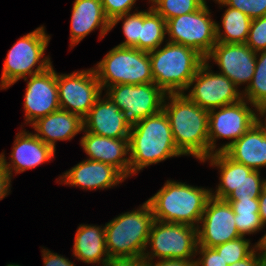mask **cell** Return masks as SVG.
I'll return each mask as SVG.
<instances>
[{
  "instance_id": "obj_1",
  "label": "cell",
  "mask_w": 266,
  "mask_h": 266,
  "mask_svg": "<svg viewBox=\"0 0 266 266\" xmlns=\"http://www.w3.org/2000/svg\"><path fill=\"white\" fill-rule=\"evenodd\" d=\"M170 104H163L168 116L175 145L183 155H193L203 161L209 157V111L202 109L184 92L167 93Z\"/></svg>"
},
{
  "instance_id": "obj_2",
  "label": "cell",
  "mask_w": 266,
  "mask_h": 266,
  "mask_svg": "<svg viewBox=\"0 0 266 266\" xmlns=\"http://www.w3.org/2000/svg\"><path fill=\"white\" fill-rule=\"evenodd\" d=\"M129 150L131 175L151 164L183 155L175 145L170 122L163 109L131 128Z\"/></svg>"
},
{
  "instance_id": "obj_3",
  "label": "cell",
  "mask_w": 266,
  "mask_h": 266,
  "mask_svg": "<svg viewBox=\"0 0 266 266\" xmlns=\"http://www.w3.org/2000/svg\"><path fill=\"white\" fill-rule=\"evenodd\" d=\"M210 191L181 182L167 181L147 201L155 220L195 227V224L200 223L206 203L211 197Z\"/></svg>"
},
{
  "instance_id": "obj_4",
  "label": "cell",
  "mask_w": 266,
  "mask_h": 266,
  "mask_svg": "<svg viewBox=\"0 0 266 266\" xmlns=\"http://www.w3.org/2000/svg\"><path fill=\"white\" fill-rule=\"evenodd\" d=\"M166 43L162 49L148 52L153 81L166 94L182 93L205 59L192 48Z\"/></svg>"
},
{
  "instance_id": "obj_5",
  "label": "cell",
  "mask_w": 266,
  "mask_h": 266,
  "mask_svg": "<svg viewBox=\"0 0 266 266\" xmlns=\"http://www.w3.org/2000/svg\"><path fill=\"white\" fill-rule=\"evenodd\" d=\"M150 204L126 212L105 225L106 248L109 257H143L154 222Z\"/></svg>"
},
{
  "instance_id": "obj_6",
  "label": "cell",
  "mask_w": 266,
  "mask_h": 266,
  "mask_svg": "<svg viewBox=\"0 0 266 266\" xmlns=\"http://www.w3.org/2000/svg\"><path fill=\"white\" fill-rule=\"evenodd\" d=\"M94 70L102 90L117 84L154 83L149 53L133 47L117 45Z\"/></svg>"
},
{
  "instance_id": "obj_7",
  "label": "cell",
  "mask_w": 266,
  "mask_h": 266,
  "mask_svg": "<svg viewBox=\"0 0 266 266\" xmlns=\"http://www.w3.org/2000/svg\"><path fill=\"white\" fill-rule=\"evenodd\" d=\"M49 40L50 36H47L43 26L20 38L5 58L0 89L10 87L21 78L26 81V75L30 77L49 68L52 65L50 58L45 57L40 61ZM37 63L39 66L33 71Z\"/></svg>"
},
{
  "instance_id": "obj_8",
  "label": "cell",
  "mask_w": 266,
  "mask_h": 266,
  "mask_svg": "<svg viewBox=\"0 0 266 266\" xmlns=\"http://www.w3.org/2000/svg\"><path fill=\"white\" fill-rule=\"evenodd\" d=\"M166 31L169 42L192 48L204 59L217 43L216 22L212 21L206 3L194 12L168 19Z\"/></svg>"
},
{
  "instance_id": "obj_9",
  "label": "cell",
  "mask_w": 266,
  "mask_h": 266,
  "mask_svg": "<svg viewBox=\"0 0 266 266\" xmlns=\"http://www.w3.org/2000/svg\"><path fill=\"white\" fill-rule=\"evenodd\" d=\"M106 95L122 111L130 128L140 120L160 112L166 97V93L155 83L117 84L108 87Z\"/></svg>"
},
{
  "instance_id": "obj_10",
  "label": "cell",
  "mask_w": 266,
  "mask_h": 266,
  "mask_svg": "<svg viewBox=\"0 0 266 266\" xmlns=\"http://www.w3.org/2000/svg\"><path fill=\"white\" fill-rule=\"evenodd\" d=\"M198 227L154 220L147 242L152 252L150 256L149 252L144 253L143 258L192 259L197 253Z\"/></svg>"
},
{
  "instance_id": "obj_11",
  "label": "cell",
  "mask_w": 266,
  "mask_h": 266,
  "mask_svg": "<svg viewBox=\"0 0 266 266\" xmlns=\"http://www.w3.org/2000/svg\"><path fill=\"white\" fill-rule=\"evenodd\" d=\"M57 89L60 109L77 114L82 119L88 114L102 92L94 69L77 71L68 75L57 73Z\"/></svg>"
},
{
  "instance_id": "obj_12",
  "label": "cell",
  "mask_w": 266,
  "mask_h": 266,
  "mask_svg": "<svg viewBox=\"0 0 266 266\" xmlns=\"http://www.w3.org/2000/svg\"><path fill=\"white\" fill-rule=\"evenodd\" d=\"M208 61H204L191 79L188 89H193L186 95L202 109L210 111L222 106L239 102L243 97L237 86L225 75L209 71ZM242 95V96H241Z\"/></svg>"
},
{
  "instance_id": "obj_13",
  "label": "cell",
  "mask_w": 266,
  "mask_h": 266,
  "mask_svg": "<svg viewBox=\"0 0 266 266\" xmlns=\"http://www.w3.org/2000/svg\"><path fill=\"white\" fill-rule=\"evenodd\" d=\"M246 103L243 98L239 102L220 107L218 112L215 109L208 112L209 156L214 153L217 138L233 139L215 150L223 152L256 123V114Z\"/></svg>"
},
{
  "instance_id": "obj_14",
  "label": "cell",
  "mask_w": 266,
  "mask_h": 266,
  "mask_svg": "<svg viewBox=\"0 0 266 266\" xmlns=\"http://www.w3.org/2000/svg\"><path fill=\"white\" fill-rule=\"evenodd\" d=\"M234 216V211L227 201L211 196L200 220L201 229H197L198 246L214 248L241 237Z\"/></svg>"
},
{
  "instance_id": "obj_15",
  "label": "cell",
  "mask_w": 266,
  "mask_h": 266,
  "mask_svg": "<svg viewBox=\"0 0 266 266\" xmlns=\"http://www.w3.org/2000/svg\"><path fill=\"white\" fill-rule=\"evenodd\" d=\"M24 98L25 119L28 123H34L60 109L57 73L52 65L41 73L31 75Z\"/></svg>"
},
{
  "instance_id": "obj_16",
  "label": "cell",
  "mask_w": 266,
  "mask_h": 266,
  "mask_svg": "<svg viewBox=\"0 0 266 266\" xmlns=\"http://www.w3.org/2000/svg\"><path fill=\"white\" fill-rule=\"evenodd\" d=\"M246 43L228 44L217 42L205 61L212 58L221 68L220 73L228 77L236 86L250 84L256 67V56Z\"/></svg>"
},
{
  "instance_id": "obj_17",
  "label": "cell",
  "mask_w": 266,
  "mask_h": 266,
  "mask_svg": "<svg viewBox=\"0 0 266 266\" xmlns=\"http://www.w3.org/2000/svg\"><path fill=\"white\" fill-rule=\"evenodd\" d=\"M15 138L10 156L12 164L6 162L3 153L0 154V165L10 176H12L13 169L16 173H21L33 169L54 157L55 151L35 134L23 130V132L17 133Z\"/></svg>"
},
{
  "instance_id": "obj_18",
  "label": "cell",
  "mask_w": 266,
  "mask_h": 266,
  "mask_svg": "<svg viewBox=\"0 0 266 266\" xmlns=\"http://www.w3.org/2000/svg\"><path fill=\"white\" fill-rule=\"evenodd\" d=\"M83 130L109 138H129L131 128L125 122L122 111L110 98L101 100L99 97L83 118Z\"/></svg>"
},
{
  "instance_id": "obj_19",
  "label": "cell",
  "mask_w": 266,
  "mask_h": 266,
  "mask_svg": "<svg viewBox=\"0 0 266 266\" xmlns=\"http://www.w3.org/2000/svg\"><path fill=\"white\" fill-rule=\"evenodd\" d=\"M84 132L80 143L90 160L113 165L126 178L131 175L130 158H124L130 154L129 138H109Z\"/></svg>"
},
{
  "instance_id": "obj_20",
  "label": "cell",
  "mask_w": 266,
  "mask_h": 266,
  "mask_svg": "<svg viewBox=\"0 0 266 266\" xmlns=\"http://www.w3.org/2000/svg\"><path fill=\"white\" fill-rule=\"evenodd\" d=\"M60 177L66 185L86 190L110 188L126 178L113 165L90 159L78 163Z\"/></svg>"
},
{
  "instance_id": "obj_21",
  "label": "cell",
  "mask_w": 266,
  "mask_h": 266,
  "mask_svg": "<svg viewBox=\"0 0 266 266\" xmlns=\"http://www.w3.org/2000/svg\"><path fill=\"white\" fill-rule=\"evenodd\" d=\"M99 26L101 38L111 30L101 0H75L71 16V46L77 45Z\"/></svg>"
},
{
  "instance_id": "obj_22",
  "label": "cell",
  "mask_w": 266,
  "mask_h": 266,
  "mask_svg": "<svg viewBox=\"0 0 266 266\" xmlns=\"http://www.w3.org/2000/svg\"><path fill=\"white\" fill-rule=\"evenodd\" d=\"M35 135L54 151L57 140H70L83 130V119L68 111L59 109L32 123Z\"/></svg>"
},
{
  "instance_id": "obj_23",
  "label": "cell",
  "mask_w": 266,
  "mask_h": 266,
  "mask_svg": "<svg viewBox=\"0 0 266 266\" xmlns=\"http://www.w3.org/2000/svg\"><path fill=\"white\" fill-rule=\"evenodd\" d=\"M223 152L232 160L259 171L266 166V135L255 123Z\"/></svg>"
},
{
  "instance_id": "obj_24",
  "label": "cell",
  "mask_w": 266,
  "mask_h": 266,
  "mask_svg": "<svg viewBox=\"0 0 266 266\" xmlns=\"http://www.w3.org/2000/svg\"><path fill=\"white\" fill-rule=\"evenodd\" d=\"M73 248V255L85 263H105L109 259L105 228L80 225L76 232ZM102 256L105 258H101Z\"/></svg>"
},
{
  "instance_id": "obj_25",
  "label": "cell",
  "mask_w": 266,
  "mask_h": 266,
  "mask_svg": "<svg viewBox=\"0 0 266 266\" xmlns=\"http://www.w3.org/2000/svg\"><path fill=\"white\" fill-rule=\"evenodd\" d=\"M210 159L211 165L220 168V184L216 190V194L211 196L225 200L233 190H235L243 180L253 171V169L238 163L229 158L224 152H214L202 162Z\"/></svg>"
},
{
  "instance_id": "obj_26",
  "label": "cell",
  "mask_w": 266,
  "mask_h": 266,
  "mask_svg": "<svg viewBox=\"0 0 266 266\" xmlns=\"http://www.w3.org/2000/svg\"><path fill=\"white\" fill-rule=\"evenodd\" d=\"M252 19L238 9L228 6L222 24L224 34L220 32V26L216 23V39L220 43L244 44L247 41Z\"/></svg>"
},
{
  "instance_id": "obj_27",
  "label": "cell",
  "mask_w": 266,
  "mask_h": 266,
  "mask_svg": "<svg viewBox=\"0 0 266 266\" xmlns=\"http://www.w3.org/2000/svg\"><path fill=\"white\" fill-rule=\"evenodd\" d=\"M166 21L152 7L143 11V25L139 37V50L150 52L158 49L165 38Z\"/></svg>"
},
{
  "instance_id": "obj_28",
  "label": "cell",
  "mask_w": 266,
  "mask_h": 266,
  "mask_svg": "<svg viewBox=\"0 0 266 266\" xmlns=\"http://www.w3.org/2000/svg\"><path fill=\"white\" fill-rule=\"evenodd\" d=\"M259 54L261 56L258 60L256 56L254 76L245 92L243 91L247 102L249 101L255 109L266 105V50L260 51Z\"/></svg>"
},
{
  "instance_id": "obj_29",
  "label": "cell",
  "mask_w": 266,
  "mask_h": 266,
  "mask_svg": "<svg viewBox=\"0 0 266 266\" xmlns=\"http://www.w3.org/2000/svg\"><path fill=\"white\" fill-rule=\"evenodd\" d=\"M154 6H151L165 21L168 19L188 14L200 9L205 0H149Z\"/></svg>"
},
{
  "instance_id": "obj_30",
  "label": "cell",
  "mask_w": 266,
  "mask_h": 266,
  "mask_svg": "<svg viewBox=\"0 0 266 266\" xmlns=\"http://www.w3.org/2000/svg\"><path fill=\"white\" fill-rule=\"evenodd\" d=\"M122 19L125 20L123 22L122 29L126 40L118 46L133 47L139 50V37L141 32V25H143V11L133 13L132 15L130 13H126L114 18L110 22V29H112Z\"/></svg>"
},
{
  "instance_id": "obj_31",
  "label": "cell",
  "mask_w": 266,
  "mask_h": 266,
  "mask_svg": "<svg viewBox=\"0 0 266 266\" xmlns=\"http://www.w3.org/2000/svg\"><path fill=\"white\" fill-rule=\"evenodd\" d=\"M252 249L250 247V241L245 240L244 236L237 239L225 242L221 245L214 247V249L222 256L224 261L230 266L233 263L243 260L248 257L254 250H259V246L256 244Z\"/></svg>"
},
{
  "instance_id": "obj_32",
  "label": "cell",
  "mask_w": 266,
  "mask_h": 266,
  "mask_svg": "<svg viewBox=\"0 0 266 266\" xmlns=\"http://www.w3.org/2000/svg\"><path fill=\"white\" fill-rule=\"evenodd\" d=\"M265 184L266 179L261 181L260 172L253 170L225 200L258 198Z\"/></svg>"
},
{
  "instance_id": "obj_33",
  "label": "cell",
  "mask_w": 266,
  "mask_h": 266,
  "mask_svg": "<svg viewBox=\"0 0 266 266\" xmlns=\"http://www.w3.org/2000/svg\"><path fill=\"white\" fill-rule=\"evenodd\" d=\"M218 3L238 9L251 19L266 16V0H222Z\"/></svg>"
},
{
  "instance_id": "obj_34",
  "label": "cell",
  "mask_w": 266,
  "mask_h": 266,
  "mask_svg": "<svg viewBox=\"0 0 266 266\" xmlns=\"http://www.w3.org/2000/svg\"><path fill=\"white\" fill-rule=\"evenodd\" d=\"M246 44L256 53L266 50V16L252 19Z\"/></svg>"
},
{
  "instance_id": "obj_35",
  "label": "cell",
  "mask_w": 266,
  "mask_h": 266,
  "mask_svg": "<svg viewBox=\"0 0 266 266\" xmlns=\"http://www.w3.org/2000/svg\"><path fill=\"white\" fill-rule=\"evenodd\" d=\"M236 228L241 236L251 234L263 228L259 213L235 214Z\"/></svg>"
},
{
  "instance_id": "obj_36",
  "label": "cell",
  "mask_w": 266,
  "mask_h": 266,
  "mask_svg": "<svg viewBox=\"0 0 266 266\" xmlns=\"http://www.w3.org/2000/svg\"><path fill=\"white\" fill-rule=\"evenodd\" d=\"M136 0H101L106 17L111 22L114 18L130 13Z\"/></svg>"
},
{
  "instance_id": "obj_37",
  "label": "cell",
  "mask_w": 266,
  "mask_h": 266,
  "mask_svg": "<svg viewBox=\"0 0 266 266\" xmlns=\"http://www.w3.org/2000/svg\"><path fill=\"white\" fill-rule=\"evenodd\" d=\"M196 252L202 257L195 261V266H229L214 248L197 246Z\"/></svg>"
},
{
  "instance_id": "obj_38",
  "label": "cell",
  "mask_w": 266,
  "mask_h": 266,
  "mask_svg": "<svg viewBox=\"0 0 266 266\" xmlns=\"http://www.w3.org/2000/svg\"><path fill=\"white\" fill-rule=\"evenodd\" d=\"M227 201L234 214H252L259 213V199H236V200H225Z\"/></svg>"
},
{
  "instance_id": "obj_39",
  "label": "cell",
  "mask_w": 266,
  "mask_h": 266,
  "mask_svg": "<svg viewBox=\"0 0 266 266\" xmlns=\"http://www.w3.org/2000/svg\"><path fill=\"white\" fill-rule=\"evenodd\" d=\"M105 266H145L143 257H109Z\"/></svg>"
},
{
  "instance_id": "obj_40",
  "label": "cell",
  "mask_w": 266,
  "mask_h": 266,
  "mask_svg": "<svg viewBox=\"0 0 266 266\" xmlns=\"http://www.w3.org/2000/svg\"><path fill=\"white\" fill-rule=\"evenodd\" d=\"M42 252L44 266H75L68 259L58 254L51 253L48 249H44Z\"/></svg>"
},
{
  "instance_id": "obj_41",
  "label": "cell",
  "mask_w": 266,
  "mask_h": 266,
  "mask_svg": "<svg viewBox=\"0 0 266 266\" xmlns=\"http://www.w3.org/2000/svg\"><path fill=\"white\" fill-rule=\"evenodd\" d=\"M152 260L144 259L145 266H195V260L193 261L191 259H161L155 264Z\"/></svg>"
},
{
  "instance_id": "obj_42",
  "label": "cell",
  "mask_w": 266,
  "mask_h": 266,
  "mask_svg": "<svg viewBox=\"0 0 266 266\" xmlns=\"http://www.w3.org/2000/svg\"><path fill=\"white\" fill-rule=\"evenodd\" d=\"M259 250H260L259 256L256 255L255 253L256 251L254 250L248 257L244 258L241 261H238L237 263H233L230 266H262V264L266 260V256L261 250L260 246H259Z\"/></svg>"
},
{
  "instance_id": "obj_43",
  "label": "cell",
  "mask_w": 266,
  "mask_h": 266,
  "mask_svg": "<svg viewBox=\"0 0 266 266\" xmlns=\"http://www.w3.org/2000/svg\"><path fill=\"white\" fill-rule=\"evenodd\" d=\"M10 174L0 165V200H2L7 193H9V187L11 182Z\"/></svg>"
},
{
  "instance_id": "obj_44",
  "label": "cell",
  "mask_w": 266,
  "mask_h": 266,
  "mask_svg": "<svg viewBox=\"0 0 266 266\" xmlns=\"http://www.w3.org/2000/svg\"><path fill=\"white\" fill-rule=\"evenodd\" d=\"M259 199V215L263 225L266 224V184L263 187L261 195L258 197Z\"/></svg>"
},
{
  "instance_id": "obj_45",
  "label": "cell",
  "mask_w": 266,
  "mask_h": 266,
  "mask_svg": "<svg viewBox=\"0 0 266 266\" xmlns=\"http://www.w3.org/2000/svg\"><path fill=\"white\" fill-rule=\"evenodd\" d=\"M261 116L265 115V125L259 120L258 115H256V123L262 129L263 133L266 135V105L256 108Z\"/></svg>"
},
{
  "instance_id": "obj_46",
  "label": "cell",
  "mask_w": 266,
  "mask_h": 266,
  "mask_svg": "<svg viewBox=\"0 0 266 266\" xmlns=\"http://www.w3.org/2000/svg\"><path fill=\"white\" fill-rule=\"evenodd\" d=\"M257 245L260 246L266 256V234L257 242Z\"/></svg>"
},
{
  "instance_id": "obj_47",
  "label": "cell",
  "mask_w": 266,
  "mask_h": 266,
  "mask_svg": "<svg viewBox=\"0 0 266 266\" xmlns=\"http://www.w3.org/2000/svg\"><path fill=\"white\" fill-rule=\"evenodd\" d=\"M7 266H20V265H15V264H8Z\"/></svg>"
}]
</instances>
